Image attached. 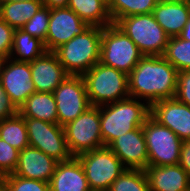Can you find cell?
I'll list each match as a JSON object with an SVG mask.
<instances>
[{
    "label": "cell",
    "mask_w": 190,
    "mask_h": 191,
    "mask_svg": "<svg viewBox=\"0 0 190 191\" xmlns=\"http://www.w3.org/2000/svg\"><path fill=\"white\" fill-rule=\"evenodd\" d=\"M178 70L163 56H143L128 74L131 98L156 101L175 98Z\"/></svg>",
    "instance_id": "cell-1"
},
{
    "label": "cell",
    "mask_w": 190,
    "mask_h": 191,
    "mask_svg": "<svg viewBox=\"0 0 190 191\" xmlns=\"http://www.w3.org/2000/svg\"><path fill=\"white\" fill-rule=\"evenodd\" d=\"M139 101L140 99L129 97L100 106L103 146H108L117 137L143 126L150 116V105Z\"/></svg>",
    "instance_id": "cell-2"
},
{
    "label": "cell",
    "mask_w": 190,
    "mask_h": 191,
    "mask_svg": "<svg viewBox=\"0 0 190 191\" xmlns=\"http://www.w3.org/2000/svg\"><path fill=\"white\" fill-rule=\"evenodd\" d=\"M102 29L90 26L54 51L69 75L82 76L100 62Z\"/></svg>",
    "instance_id": "cell-3"
},
{
    "label": "cell",
    "mask_w": 190,
    "mask_h": 191,
    "mask_svg": "<svg viewBox=\"0 0 190 191\" xmlns=\"http://www.w3.org/2000/svg\"><path fill=\"white\" fill-rule=\"evenodd\" d=\"M91 106L124 100L130 97L128 75L98 62L82 75Z\"/></svg>",
    "instance_id": "cell-4"
},
{
    "label": "cell",
    "mask_w": 190,
    "mask_h": 191,
    "mask_svg": "<svg viewBox=\"0 0 190 191\" xmlns=\"http://www.w3.org/2000/svg\"><path fill=\"white\" fill-rule=\"evenodd\" d=\"M137 45L144 56H162L169 36L153 13L131 15L115 23Z\"/></svg>",
    "instance_id": "cell-5"
},
{
    "label": "cell",
    "mask_w": 190,
    "mask_h": 191,
    "mask_svg": "<svg viewBox=\"0 0 190 191\" xmlns=\"http://www.w3.org/2000/svg\"><path fill=\"white\" fill-rule=\"evenodd\" d=\"M144 55L137 45L116 24L102 29L100 63L127 75Z\"/></svg>",
    "instance_id": "cell-6"
},
{
    "label": "cell",
    "mask_w": 190,
    "mask_h": 191,
    "mask_svg": "<svg viewBox=\"0 0 190 191\" xmlns=\"http://www.w3.org/2000/svg\"><path fill=\"white\" fill-rule=\"evenodd\" d=\"M77 158L84 168L91 191H107L127 169L108 146L82 153Z\"/></svg>",
    "instance_id": "cell-7"
},
{
    "label": "cell",
    "mask_w": 190,
    "mask_h": 191,
    "mask_svg": "<svg viewBox=\"0 0 190 191\" xmlns=\"http://www.w3.org/2000/svg\"><path fill=\"white\" fill-rule=\"evenodd\" d=\"M142 130L146 141L148 165L179 164L183 141L172 130L159 124L151 116L143 124Z\"/></svg>",
    "instance_id": "cell-8"
},
{
    "label": "cell",
    "mask_w": 190,
    "mask_h": 191,
    "mask_svg": "<svg viewBox=\"0 0 190 191\" xmlns=\"http://www.w3.org/2000/svg\"><path fill=\"white\" fill-rule=\"evenodd\" d=\"M64 127L69 152L73 157L103 147L100 106H91Z\"/></svg>",
    "instance_id": "cell-9"
},
{
    "label": "cell",
    "mask_w": 190,
    "mask_h": 191,
    "mask_svg": "<svg viewBox=\"0 0 190 191\" xmlns=\"http://www.w3.org/2000/svg\"><path fill=\"white\" fill-rule=\"evenodd\" d=\"M29 146L41 150L57 162L70 160L64 127L35 118H24Z\"/></svg>",
    "instance_id": "cell-10"
},
{
    "label": "cell",
    "mask_w": 190,
    "mask_h": 191,
    "mask_svg": "<svg viewBox=\"0 0 190 191\" xmlns=\"http://www.w3.org/2000/svg\"><path fill=\"white\" fill-rule=\"evenodd\" d=\"M58 124L65 126L85 112L91 104L82 76L69 75L53 92Z\"/></svg>",
    "instance_id": "cell-11"
},
{
    "label": "cell",
    "mask_w": 190,
    "mask_h": 191,
    "mask_svg": "<svg viewBox=\"0 0 190 191\" xmlns=\"http://www.w3.org/2000/svg\"><path fill=\"white\" fill-rule=\"evenodd\" d=\"M0 81L18 110L36 92L28 62L16 61L10 57L0 61Z\"/></svg>",
    "instance_id": "cell-12"
},
{
    "label": "cell",
    "mask_w": 190,
    "mask_h": 191,
    "mask_svg": "<svg viewBox=\"0 0 190 191\" xmlns=\"http://www.w3.org/2000/svg\"><path fill=\"white\" fill-rule=\"evenodd\" d=\"M89 27L69 7L50 9L48 31L44 43L46 51L54 52L74 36L81 35Z\"/></svg>",
    "instance_id": "cell-13"
},
{
    "label": "cell",
    "mask_w": 190,
    "mask_h": 191,
    "mask_svg": "<svg viewBox=\"0 0 190 191\" xmlns=\"http://www.w3.org/2000/svg\"><path fill=\"white\" fill-rule=\"evenodd\" d=\"M150 116L182 141L190 140V106L176 98L159 100L150 105Z\"/></svg>",
    "instance_id": "cell-14"
},
{
    "label": "cell",
    "mask_w": 190,
    "mask_h": 191,
    "mask_svg": "<svg viewBox=\"0 0 190 191\" xmlns=\"http://www.w3.org/2000/svg\"><path fill=\"white\" fill-rule=\"evenodd\" d=\"M108 147L126 168L145 170L148 167V153L142 127L117 137Z\"/></svg>",
    "instance_id": "cell-15"
},
{
    "label": "cell",
    "mask_w": 190,
    "mask_h": 191,
    "mask_svg": "<svg viewBox=\"0 0 190 191\" xmlns=\"http://www.w3.org/2000/svg\"><path fill=\"white\" fill-rule=\"evenodd\" d=\"M31 77L36 92L53 93L69 74L54 52L46 51L30 62Z\"/></svg>",
    "instance_id": "cell-16"
},
{
    "label": "cell",
    "mask_w": 190,
    "mask_h": 191,
    "mask_svg": "<svg viewBox=\"0 0 190 191\" xmlns=\"http://www.w3.org/2000/svg\"><path fill=\"white\" fill-rule=\"evenodd\" d=\"M58 162L41 150L27 146L19 151L18 165L14 175L26 179L50 182Z\"/></svg>",
    "instance_id": "cell-17"
},
{
    "label": "cell",
    "mask_w": 190,
    "mask_h": 191,
    "mask_svg": "<svg viewBox=\"0 0 190 191\" xmlns=\"http://www.w3.org/2000/svg\"><path fill=\"white\" fill-rule=\"evenodd\" d=\"M153 15L169 37L179 36L190 15V0L157 2Z\"/></svg>",
    "instance_id": "cell-18"
},
{
    "label": "cell",
    "mask_w": 190,
    "mask_h": 191,
    "mask_svg": "<svg viewBox=\"0 0 190 191\" xmlns=\"http://www.w3.org/2000/svg\"><path fill=\"white\" fill-rule=\"evenodd\" d=\"M150 191H188L190 177L179 165H148L145 169Z\"/></svg>",
    "instance_id": "cell-19"
},
{
    "label": "cell",
    "mask_w": 190,
    "mask_h": 191,
    "mask_svg": "<svg viewBox=\"0 0 190 191\" xmlns=\"http://www.w3.org/2000/svg\"><path fill=\"white\" fill-rule=\"evenodd\" d=\"M49 186L50 191H91L84 168L77 157L58 162Z\"/></svg>",
    "instance_id": "cell-20"
},
{
    "label": "cell",
    "mask_w": 190,
    "mask_h": 191,
    "mask_svg": "<svg viewBox=\"0 0 190 191\" xmlns=\"http://www.w3.org/2000/svg\"><path fill=\"white\" fill-rule=\"evenodd\" d=\"M18 113L24 118H35L58 124L56 100L53 93L34 92L19 108Z\"/></svg>",
    "instance_id": "cell-21"
},
{
    "label": "cell",
    "mask_w": 190,
    "mask_h": 191,
    "mask_svg": "<svg viewBox=\"0 0 190 191\" xmlns=\"http://www.w3.org/2000/svg\"><path fill=\"white\" fill-rule=\"evenodd\" d=\"M89 26L106 27L113 24L105 0H69L68 6Z\"/></svg>",
    "instance_id": "cell-22"
},
{
    "label": "cell",
    "mask_w": 190,
    "mask_h": 191,
    "mask_svg": "<svg viewBox=\"0 0 190 191\" xmlns=\"http://www.w3.org/2000/svg\"><path fill=\"white\" fill-rule=\"evenodd\" d=\"M42 6L41 0L0 1V18L14 30L21 29Z\"/></svg>",
    "instance_id": "cell-23"
},
{
    "label": "cell",
    "mask_w": 190,
    "mask_h": 191,
    "mask_svg": "<svg viewBox=\"0 0 190 191\" xmlns=\"http://www.w3.org/2000/svg\"><path fill=\"white\" fill-rule=\"evenodd\" d=\"M45 52L44 42L39 38L31 36L22 29L14 30L13 45L10 53L11 59L30 63ZM15 54L18 58L14 56Z\"/></svg>",
    "instance_id": "cell-24"
},
{
    "label": "cell",
    "mask_w": 190,
    "mask_h": 191,
    "mask_svg": "<svg viewBox=\"0 0 190 191\" xmlns=\"http://www.w3.org/2000/svg\"><path fill=\"white\" fill-rule=\"evenodd\" d=\"M0 138L19 151L29 146L24 117L18 113L8 119L0 120Z\"/></svg>",
    "instance_id": "cell-25"
},
{
    "label": "cell",
    "mask_w": 190,
    "mask_h": 191,
    "mask_svg": "<svg viewBox=\"0 0 190 191\" xmlns=\"http://www.w3.org/2000/svg\"><path fill=\"white\" fill-rule=\"evenodd\" d=\"M156 4V0H109L108 10L115 24L127 16L153 13Z\"/></svg>",
    "instance_id": "cell-26"
},
{
    "label": "cell",
    "mask_w": 190,
    "mask_h": 191,
    "mask_svg": "<svg viewBox=\"0 0 190 191\" xmlns=\"http://www.w3.org/2000/svg\"><path fill=\"white\" fill-rule=\"evenodd\" d=\"M178 72L190 70V41L170 37L162 55Z\"/></svg>",
    "instance_id": "cell-27"
},
{
    "label": "cell",
    "mask_w": 190,
    "mask_h": 191,
    "mask_svg": "<svg viewBox=\"0 0 190 191\" xmlns=\"http://www.w3.org/2000/svg\"><path fill=\"white\" fill-rule=\"evenodd\" d=\"M107 191H150L145 170L125 169Z\"/></svg>",
    "instance_id": "cell-28"
},
{
    "label": "cell",
    "mask_w": 190,
    "mask_h": 191,
    "mask_svg": "<svg viewBox=\"0 0 190 191\" xmlns=\"http://www.w3.org/2000/svg\"><path fill=\"white\" fill-rule=\"evenodd\" d=\"M2 191H50L48 182L26 179L13 173L1 177Z\"/></svg>",
    "instance_id": "cell-29"
},
{
    "label": "cell",
    "mask_w": 190,
    "mask_h": 191,
    "mask_svg": "<svg viewBox=\"0 0 190 191\" xmlns=\"http://www.w3.org/2000/svg\"><path fill=\"white\" fill-rule=\"evenodd\" d=\"M50 19V9L42 6L21 28L33 37L45 43Z\"/></svg>",
    "instance_id": "cell-30"
},
{
    "label": "cell",
    "mask_w": 190,
    "mask_h": 191,
    "mask_svg": "<svg viewBox=\"0 0 190 191\" xmlns=\"http://www.w3.org/2000/svg\"><path fill=\"white\" fill-rule=\"evenodd\" d=\"M19 150L0 138V177L12 174L18 165Z\"/></svg>",
    "instance_id": "cell-31"
},
{
    "label": "cell",
    "mask_w": 190,
    "mask_h": 191,
    "mask_svg": "<svg viewBox=\"0 0 190 191\" xmlns=\"http://www.w3.org/2000/svg\"><path fill=\"white\" fill-rule=\"evenodd\" d=\"M14 29L0 18V61L10 57Z\"/></svg>",
    "instance_id": "cell-32"
},
{
    "label": "cell",
    "mask_w": 190,
    "mask_h": 191,
    "mask_svg": "<svg viewBox=\"0 0 190 191\" xmlns=\"http://www.w3.org/2000/svg\"><path fill=\"white\" fill-rule=\"evenodd\" d=\"M175 98L190 106V70L178 72Z\"/></svg>",
    "instance_id": "cell-33"
},
{
    "label": "cell",
    "mask_w": 190,
    "mask_h": 191,
    "mask_svg": "<svg viewBox=\"0 0 190 191\" xmlns=\"http://www.w3.org/2000/svg\"><path fill=\"white\" fill-rule=\"evenodd\" d=\"M18 114V109L12 103L0 81V120L8 119Z\"/></svg>",
    "instance_id": "cell-34"
},
{
    "label": "cell",
    "mask_w": 190,
    "mask_h": 191,
    "mask_svg": "<svg viewBox=\"0 0 190 191\" xmlns=\"http://www.w3.org/2000/svg\"><path fill=\"white\" fill-rule=\"evenodd\" d=\"M179 165L190 177V140L183 141L182 143Z\"/></svg>",
    "instance_id": "cell-35"
},
{
    "label": "cell",
    "mask_w": 190,
    "mask_h": 191,
    "mask_svg": "<svg viewBox=\"0 0 190 191\" xmlns=\"http://www.w3.org/2000/svg\"><path fill=\"white\" fill-rule=\"evenodd\" d=\"M43 3V6L53 9V8H61V7H67L69 0H41Z\"/></svg>",
    "instance_id": "cell-36"
},
{
    "label": "cell",
    "mask_w": 190,
    "mask_h": 191,
    "mask_svg": "<svg viewBox=\"0 0 190 191\" xmlns=\"http://www.w3.org/2000/svg\"><path fill=\"white\" fill-rule=\"evenodd\" d=\"M180 38H182L183 40H188L190 41V15H189V19L185 24L184 29L182 30L181 34L179 35Z\"/></svg>",
    "instance_id": "cell-37"
},
{
    "label": "cell",
    "mask_w": 190,
    "mask_h": 191,
    "mask_svg": "<svg viewBox=\"0 0 190 191\" xmlns=\"http://www.w3.org/2000/svg\"><path fill=\"white\" fill-rule=\"evenodd\" d=\"M0 1H17V2H20V1H24V0H0Z\"/></svg>",
    "instance_id": "cell-38"
},
{
    "label": "cell",
    "mask_w": 190,
    "mask_h": 191,
    "mask_svg": "<svg viewBox=\"0 0 190 191\" xmlns=\"http://www.w3.org/2000/svg\"><path fill=\"white\" fill-rule=\"evenodd\" d=\"M0 191H2V180H1V177H0Z\"/></svg>",
    "instance_id": "cell-39"
},
{
    "label": "cell",
    "mask_w": 190,
    "mask_h": 191,
    "mask_svg": "<svg viewBox=\"0 0 190 191\" xmlns=\"http://www.w3.org/2000/svg\"><path fill=\"white\" fill-rule=\"evenodd\" d=\"M157 2H162V1H168V0H156Z\"/></svg>",
    "instance_id": "cell-40"
}]
</instances>
